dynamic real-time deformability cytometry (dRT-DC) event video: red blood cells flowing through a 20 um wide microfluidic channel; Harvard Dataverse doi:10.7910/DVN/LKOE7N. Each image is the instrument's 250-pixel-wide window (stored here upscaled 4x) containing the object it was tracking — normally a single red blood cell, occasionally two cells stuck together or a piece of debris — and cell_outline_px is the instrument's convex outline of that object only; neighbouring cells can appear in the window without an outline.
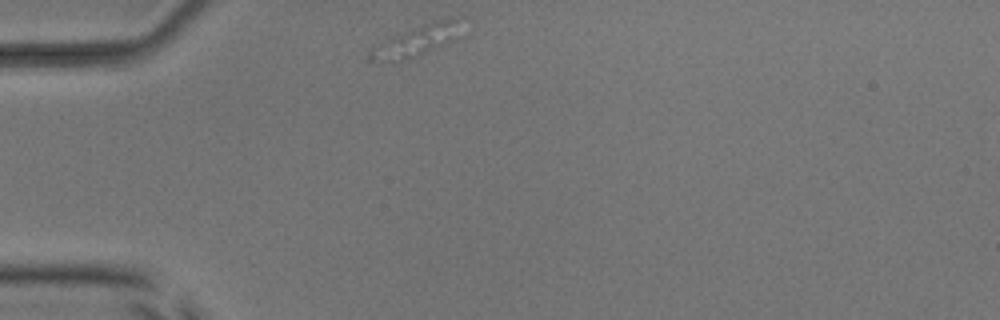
{"species": "common noctule bat (a hibernating species)", "species_latin": "Nyctalus noctula", "temperature_condition": "room temperature", "stored_images_in_passage": 3, "camera_frame_rate_fps": 3000, "um_per_image_px": 0.085, "animal": {"sex": "male", "body_mass_g": 17.9, "forearm_length_mm": 54.2}, "frame": {"image": 1, "passage_image": 1, "time_ms": 0.0, "image_size_px": [1000, 320], "cell_outline_px": [[456, 20], [452, 40], [444, 44], [416, 56], [404, 60], [368, 60], [368, 52], [380, 44], [404, 32], [424, 24], [448, 16], [452, 16]], "centroid_in_image_um": [35.32, 3.48], "position_along_channel_um": 49.7, "area_um2": 14.8}}